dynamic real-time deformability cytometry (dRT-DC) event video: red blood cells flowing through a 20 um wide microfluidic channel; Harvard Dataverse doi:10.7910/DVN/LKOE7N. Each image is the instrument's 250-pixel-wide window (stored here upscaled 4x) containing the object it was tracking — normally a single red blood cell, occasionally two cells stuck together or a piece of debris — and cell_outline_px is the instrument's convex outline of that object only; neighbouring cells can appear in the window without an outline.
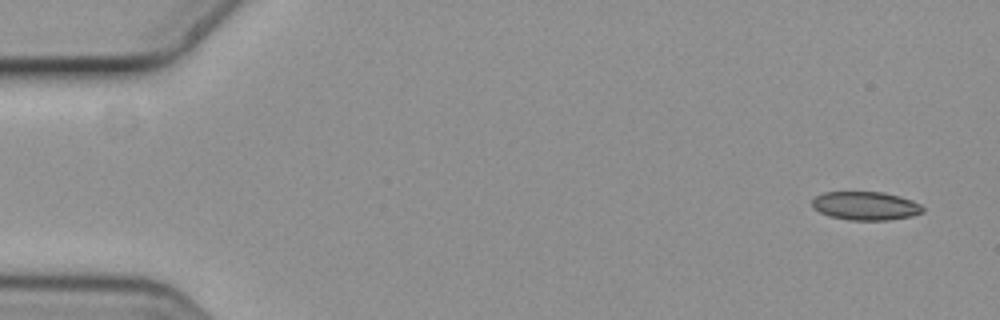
{"species": "common noctule bat (a hibernating species)", "species_latin": "Nyctalus noctula", "temperature_condition": "cold", "stored_images_in_passage": 4, "camera_frame_rate_fps": 3000, "um_per_image_px": 0.085, "animal": {"sex": "female", "body_mass_g": 19.3, "forearm_length_mm": 54.1}, "frame": {"image": 1, "passage_image": 1, "time_ms": 0.0, "image_size_px": [1000, 320], "cell_outline_px": [[924, 212], [912, 216], [888, 220], [848, 220], [828, 216], [812, 208], [812, 200], [816, 196], [824, 192], [884, 192], [900, 196], [912, 200], [920, 204], [924, 208]], "centroid_in_image_um": [73.58, 17.5], "position_along_channel_um": 11.4, "area_um2": 18.55}}
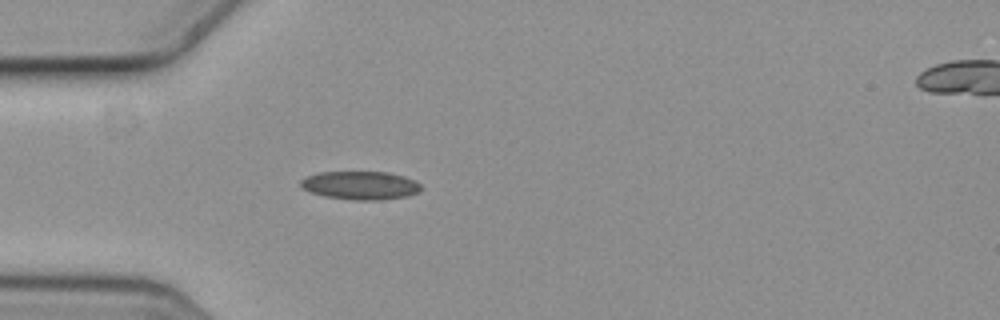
{"frame": {"image": 2, "passage_image": 4, "time_ms": 1.0, "image_size_px": [1000, 320], "cell_outline_px": [[420, 192], [408, 196], [384, 200], [352, 200], [324, 196], [312, 192], [304, 188], [300, 184], [300, 180], [308, 176], [320, 172], [388, 172], [404, 176], [416, 180], [420, 184]], "centroid_in_image_um": [30.69, 15.76], "position_along_channel_um": 54.3, "area_um2": 19.94}}